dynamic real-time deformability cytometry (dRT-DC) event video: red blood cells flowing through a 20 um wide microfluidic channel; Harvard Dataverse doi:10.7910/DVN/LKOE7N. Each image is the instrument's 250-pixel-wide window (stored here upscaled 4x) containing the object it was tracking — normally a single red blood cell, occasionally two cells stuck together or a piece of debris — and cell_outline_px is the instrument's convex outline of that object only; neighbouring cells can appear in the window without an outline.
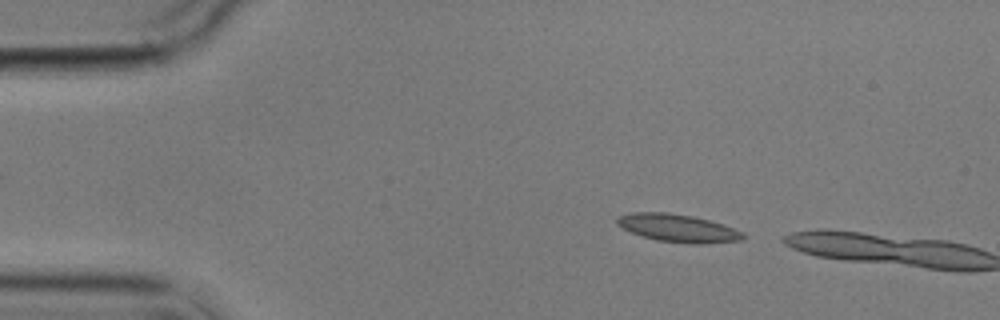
{"species": "common noctule bat (a hibernating species)", "species_latin": "Nyctalus noctula", "temperature_condition": "cold", "stored_images_in_passage": 2, "camera_frame_rate_fps": 3000, "um_per_image_px": 0.085, "animal": {"sex": "male", "body_mass_g": 17.9}, "frame": {"image": 1, "passage_image": 1, "time_ms": 0.0, "image_size_px": [1000, 320], "cell_outline_px": [[748, 236], [744, 240], [704, 244], [692, 244], [656, 240], [632, 232], [616, 224], [616, 216], [632, 212], [668, 212], [692, 216], [724, 224], [744, 232]], "centroid_in_image_um": [57.68, 19.39], "position_along_channel_um": 27.3, "area_um2": 20.63}}